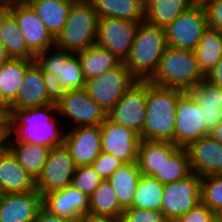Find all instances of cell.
Masks as SVG:
<instances>
[{
    "label": "cell",
    "instance_id": "6da1fadb",
    "mask_svg": "<svg viewBox=\"0 0 222 222\" xmlns=\"http://www.w3.org/2000/svg\"><path fill=\"white\" fill-rule=\"evenodd\" d=\"M9 113V134L6 140L45 145L50 149L64 144L66 133H63V128L60 129L58 126V119H56L58 116L53 114H58L57 104L9 109Z\"/></svg>",
    "mask_w": 222,
    "mask_h": 222
},
{
    "label": "cell",
    "instance_id": "7a4b0ae2",
    "mask_svg": "<svg viewBox=\"0 0 222 222\" xmlns=\"http://www.w3.org/2000/svg\"><path fill=\"white\" fill-rule=\"evenodd\" d=\"M182 93L180 90L154 85L147 80L143 139L174 144L177 100Z\"/></svg>",
    "mask_w": 222,
    "mask_h": 222
},
{
    "label": "cell",
    "instance_id": "3957f363",
    "mask_svg": "<svg viewBox=\"0 0 222 222\" xmlns=\"http://www.w3.org/2000/svg\"><path fill=\"white\" fill-rule=\"evenodd\" d=\"M204 79L193 51L168 46L148 81L157 86L190 92Z\"/></svg>",
    "mask_w": 222,
    "mask_h": 222
},
{
    "label": "cell",
    "instance_id": "277c9868",
    "mask_svg": "<svg viewBox=\"0 0 222 222\" xmlns=\"http://www.w3.org/2000/svg\"><path fill=\"white\" fill-rule=\"evenodd\" d=\"M167 47L165 28L142 21L137 28L130 54L124 63L137 80H149Z\"/></svg>",
    "mask_w": 222,
    "mask_h": 222
},
{
    "label": "cell",
    "instance_id": "5b68a950",
    "mask_svg": "<svg viewBox=\"0 0 222 222\" xmlns=\"http://www.w3.org/2000/svg\"><path fill=\"white\" fill-rule=\"evenodd\" d=\"M98 16L89 0L73 3L62 32L55 39L59 49L77 53L96 43Z\"/></svg>",
    "mask_w": 222,
    "mask_h": 222
},
{
    "label": "cell",
    "instance_id": "8992f818",
    "mask_svg": "<svg viewBox=\"0 0 222 222\" xmlns=\"http://www.w3.org/2000/svg\"><path fill=\"white\" fill-rule=\"evenodd\" d=\"M136 81L122 62L116 68L86 80L84 90L108 114Z\"/></svg>",
    "mask_w": 222,
    "mask_h": 222
},
{
    "label": "cell",
    "instance_id": "52a82bcc",
    "mask_svg": "<svg viewBox=\"0 0 222 222\" xmlns=\"http://www.w3.org/2000/svg\"><path fill=\"white\" fill-rule=\"evenodd\" d=\"M202 177L191 173L186 178L164 184L160 211L167 222H175L201 203Z\"/></svg>",
    "mask_w": 222,
    "mask_h": 222
},
{
    "label": "cell",
    "instance_id": "ba28073f",
    "mask_svg": "<svg viewBox=\"0 0 222 222\" xmlns=\"http://www.w3.org/2000/svg\"><path fill=\"white\" fill-rule=\"evenodd\" d=\"M207 27L204 5L194 3L165 28L167 44L172 48L193 51Z\"/></svg>",
    "mask_w": 222,
    "mask_h": 222
},
{
    "label": "cell",
    "instance_id": "9c48e42d",
    "mask_svg": "<svg viewBox=\"0 0 222 222\" xmlns=\"http://www.w3.org/2000/svg\"><path fill=\"white\" fill-rule=\"evenodd\" d=\"M35 61L42 68L43 73L56 75L65 90L84 89L86 80L77 53L55 46L40 52L36 55Z\"/></svg>",
    "mask_w": 222,
    "mask_h": 222
},
{
    "label": "cell",
    "instance_id": "30bf717a",
    "mask_svg": "<svg viewBox=\"0 0 222 222\" xmlns=\"http://www.w3.org/2000/svg\"><path fill=\"white\" fill-rule=\"evenodd\" d=\"M146 97L147 80H137L107 114V117L114 123L134 131L143 139Z\"/></svg>",
    "mask_w": 222,
    "mask_h": 222
},
{
    "label": "cell",
    "instance_id": "8fae6325",
    "mask_svg": "<svg viewBox=\"0 0 222 222\" xmlns=\"http://www.w3.org/2000/svg\"><path fill=\"white\" fill-rule=\"evenodd\" d=\"M207 135L203 110L190 92H183L177 100L174 144L186 148Z\"/></svg>",
    "mask_w": 222,
    "mask_h": 222
},
{
    "label": "cell",
    "instance_id": "7c38bea8",
    "mask_svg": "<svg viewBox=\"0 0 222 222\" xmlns=\"http://www.w3.org/2000/svg\"><path fill=\"white\" fill-rule=\"evenodd\" d=\"M59 116L71 120V128L101 125L107 114L84 89L66 90L56 103ZM73 126V127H72Z\"/></svg>",
    "mask_w": 222,
    "mask_h": 222
},
{
    "label": "cell",
    "instance_id": "4fadbf2b",
    "mask_svg": "<svg viewBox=\"0 0 222 222\" xmlns=\"http://www.w3.org/2000/svg\"><path fill=\"white\" fill-rule=\"evenodd\" d=\"M76 166L65 145L52 147L40 176L36 179V190L42 195L63 189L72 184Z\"/></svg>",
    "mask_w": 222,
    "mask_h": 222
},
{
    "label": "cell",
    "instance_id": "5bb4252c",
    "mask_svg": "<svg viewBox=\"0 0 222 222\" xmlns=\"http://www.w3.org/2000/svg\"><path fill=\"white\" fill-rule=\"evenodd\" d=\"M139 24L140 22L118 18H98L95 44L125 62L130 54Z\"/></svg>",
    "mask_w": 222,
    "mask_h": 222
},
{
    "label": "cell",
    "instance_id": "9a60e30c",
    "mask_svg": "<svg viewBox=\"0 0 222 222\" xmlns=\"http://www.w3.org/2000/svg\"><path fill=\"white\" fill-rule=\"evenodd\" d=\"M5 7L14 15L28 48L35 55L55 47V38L25 0L7 2Z\"/></svg>",
    "mask_w": 222,
    "mask_h": 222
},
{
    "label": "cell",
    "instance_id": "2e32d148",
    "mask_svg": "<svg viewBox=\"0 0 222 222\" xmlns=\"http://www.w3.org/2000/svg\"><path fill=\"white\" fill-rule=\"evenodd\" d=\"M100 128L102 152L113 154L123 163L137 161L141 137L134 131L114 123L108 117Z\"/></svg>",
    "mask_w": 222,
    "mask_h": 222
},
{
    "label": "cell",
    "instance_id": "e0dca14e",
    "mask_svg": "<svg viewBox=\"0 0 222 222\" xmlns=\"http://www.w3.org/2000/svg\"><path fill=\"white\" fill-rule=\"evenodd\" d=\"M64 145L76 167L91 165L102 152L100 125L75 127L67 130Z\"/></svg>",
    "mask_w": 222,
    "mask_h": 222
},
{
    "label": "cell",
    "instance_id": "ac0fdd59",
    "mask_svg": "<svg viewBox=\"0 0 222 222\" xmlns=\"http://www.w3.org/2000/svg\"><path fill=\"white\" fill-rule=\"evenodd\" d=\"M185 149L193 173L201 177L222 174V144L210 135L194 141Z\"/></svg>",
    "mask_w": 222,
    "mask_h": 222
},
{
    "label": "cell",
    "instance_id": "d6986e66",
    "mask_svg": "<svg viewBox=\"0 0 222 222\" xmlns=\"http://www.w3.org/2000/svg\"><path fill=\"white\" fill-rule=\"evenodd\" d=\"M42 206L50 213L77 221L89 211V197L72 184L42 197Z\"/></svg>",
    "mask_w": 222,
    "mask_h": 222
},
{
    "label": "cell",
    "instance_id": "ffe728a7",
    "mask_svg": "<svg viewBox=\"0 0 222 222\" xmlns=\"http://www.w3.org/2000/svg\"><path fill=\"white\" fill-rule=\"evenodd\" d=\"M42 207V195L34 192L3 194L0 199V222H34Z\"/></svg>",
    "mask_w": 222,
    "mask_h": 222
},
{
    "label": "cell",
    "instance_id": "44dd1931",
    "mask_svg": "<svg viewBox=\"0 0 222 222\" xmlns=\"http://www.w3.org/2000/svg\"><path fill=\"white\" fill-rule=\"evenodd\" d=\"M0 187L3 194L36 191V180L25 171L7 146L0 151Z\"/></svg>",
    "mask_w": 222,
    "mask_h": 222
},
{
    "label": "cell",
    "instance_id": "7402d4cb",
    "mask_svg": "<svg viewBox=\"0 0 222 222\" xmlns=\"http://www.w3.org/2000/svg\"><path fill=\"white\" fill-rule=\"evenodd\" d=\"M53 103L47 94L42 68L34 61L25 72V76L16 100L8 109H24Z\"/></svg>",
    "mask_w": 222,
    "mask_h": 222
},
{
    "label": "cell",
    "instance_id": "603a6c76",
    "mask_svg": "<svg viewBox=\"0 0 222 222\" xmlns=\"http://www.w3.org/2000/svg\"><path fill=\"white\" fill-rule=\"evenodd\" d=\"M0 40L11 59L35 60L36 55L28 48L17 20L6 7L0 11Z\"/></svg>",
    "mask_w": 222,
    "mask_h": 222
},
{
    "label": "cell",
    "instance_id": "cb8c5ba5",
    "mask_svg": "<svg viewBox=\"0 0 222 222\" xmlns=\"http://www.w3.org/2000/svg\"><path fill=\"white\" fill-rule=\"evenodd\" d=\"M178 148L171 142L141 139L137 158L141 174L155 176Z\"/></svg>",
    "mask_w": 222,
    "mask_h": 222
},
{
    "label": "cell",
    "instance_id": "d4e9b609",
    "mask_svg": "<svg viewBox=\"0 0 222 222\" xmlns=\"http://www.w3.org/2000/svg\"><path fill=\"white\" fill-rule=\"evenodd\" d=\"M190 93L203 110L206 129L211 131L222 121V89L204 79Z\"/></svg>",
    "mask_w": 222,
    "mask_h": 222
},
{
    "label": "cell",
    "instance_id": "484cf974",
    "mask_svg": "<svg viewBox=\"0 0 222 222\" xmlns=\"http://www.w3.org/2000/svg\"><path fill=\"white\" fill-rule=\"evenodd\" d=\"M141 175L138 163L134 161L131 163H123L107 179L112 185L118 198V203L123 209L132 206L137 182Z\"/></svg>",
    "mask_w": 222,
    "mask_h": 222
},
{
    "label": "cell",
    "instance_id": "4316f807",
    "mask_svg": "<svg viewBox=\"0 0 222 222\" xmlns=\"http://www.w3.org/2000/svg\"><path fill=\"white\" fill-rule=\"evenodd\" d=\"M98 18L145 21V0H89Z\"/></svg>",
    "mask_w": 222,
    "mask_h": 222
},
{
    "label": "cell",
    "instance_id": "83f0119b",
    "mask_svg": "<svg viewBox=\"0 0 222 222\" xmlns=\"http://www.w3.org/2000/svg\"><path fill=\"white\" fill-rule=\"evenodd\" d=\"M50 34L56 39L62 32L73 3L62 0H25Z\"/></svg>",
    "mask_w": 222,
    "mask_h": 222
},
{
    "label": "cell",
    "instance_id": "f1b7e54d",
    "mask_svg": "<svg viewBox=\"0 0 222 222\" xmlns=\"http://www.w3.org/2000/svg\"><path fill=\"white\" fill-rule=\"evenodd\" d=\"M34 61L10 59L0 67V102L7 107L16 100L26 69Z\"/></svg>",
    "mask_w": 222,
    "mask_h": 222
},
{
    "label": "cell",
    "instance_id": "f546056e",
    "mask_svg": "<svg viewBox=\"0 0 222 222\" xmlns=\"http://www.w3.org/2000/svg\"><path fill=\"white\" fill-rule=\"evenodd\" d=\"M6 146L15 155L25 171L36 180L43 170L50 148L20 140H6Z\"/></svg>",
    "mask_w": 222,
    "mask_h": 222
},
{
    "label": "cell",
    "instance_id": "4dcf8cb0",
    "mask_svg": "<svg viewBox=\"0 0 222 222\" xmlns=\"http://www.w3.org/2000/svg\"><path fill=\"white\" fill-rule=\"evenodd\" d=\"M77 54L85 80L106 73L122 63L110 51L96 44L77 52Z\"/></svg>",
    "mask_w": 222,
    "mask_h": 222
},
{
    "label": "cell",
    "instance_id": "1f68e13d",
    "mask_svg": "<svg viewBox=\"0 0 222 222\" xmlns=\"http://www.w3.org/2000/svg\"><path fill=\"white\" fill-rule=\"evenodd\" d=\"M193 4V0H145V21L166 28Z\"/></svg>",
    "mask_w": 222,
    "mask_h": 222
},
{
    "label": "cell",
    "instance_id": "d6a6232c",
    "mask_svg": "<svg viewBox=\"0 0 222 222\" xmlns=\"http://www.w3.org/2000/svg\"><path fill=\"white\" fill-rule=\"evenodd\" d=\"M193 52L200 71L206 77L222 57V32L208 26Z\"/></svg>",
    "mask_w": 222,
    "mask_h": 222
},
{
    "label": "cell",
    "instance_id": "836d02e7",
    "mask_svg": "<svg viewBox=\"0 0 222 222\" xmlns=\"http://www.w3.org/2000/svg\"><path fill=\"white\" fill-rule=\"evenodd\" d=\"M124 209L118 203V198L108 180H102L100 185L89 197L88 213L121 219Z\"/></svg>",
    "mask_w": 222,
    "mask_h": 222
},
{
    "label": "cell",
    "instance_id": "e575fe53",
    "mask_svg": "<svg viewBox=\"0 0 222 222\" xmlns=\"http://www.w3.org/2000/svg\"><path fill=\"white\" fill-rule=\"evenodd\" d=\"M164 184L154 176L142 174L137 182L135 198L131 207L160 210Z\"/></svg>",
    "mask_w": 222,
    "mask_h": 222
},
{
    "label": "cell",
    "instance_id": "d590c367",
    "mask_svg": "<svg viewBox=\"0 0 222 222\" xmlns=\"http://www.w3.org/2000/svg\"><path fill=\"white\" fill-rule=\"evenodd\" d=\"M192 173L185 148H178L154 176L163 184L186 178Z\"/></svg>",
    "mask_w": 222,
    "mask_h": 222
},
{
    "label": "cell",
    "instance_id": "8d00e7d4",
    "mask_svg": "<svg viewBox=\"0 0 222 222\" xmlns=\"http://www.w3.org/2000/svg\"><path fill=\"white\" fill-rule=\"evenodd\" d=\"M201 202L216 215L222 213V174L202 177Z\"/></svg>",
    "mask_w": 222,
    "mask_h": 222
},
{
    "label": "cell",
    "instance_id": "74e56055",
    "mask_svg": "<svg viewBox=\"0 0 222 222\" xmlns=\"http://www.w3.org/2000/svg\"><path fill=\"white\" fill-rule=\"evenodd\" d=\"M102 180L91 165L78 166L73 175L72 185L90 197Z\"/></svg>",
    "mask_w": 222,
    "mask_h": 222
},
{
    "label": "cell",
    "instance_id": "f35d334b",
    "mask_svg": "<svg viewBox=\"0 0 222 222\" xmlns=\"http://www.w3.org/2000/svg\"><path fill=\"white\" fill-rule=\"evenodd\" d=\"M121 222H167L160 210L129 207L124 209Z\"/></svg>",
    "mask_w": 222,
    "mask_h": 222
},
{
    "label": "cell",
    "instance_id": "ab89813d",
    "mask_svg": "<svg viewBox=\"0 0 222 222\" xmlns=\"http://www.w3.org/2000/svg\"><path fill=\"white\" fill-rule=\"evenodd\" d=\"M123 164L113 154L101 152L99 156L92 162L91 166L100 175L103 180H107L112 173Z\"/></svg>",
    "mask_w": 222,
    "mask_h": 222
},
{
    "label": "cell",
    "instance_id": "60d3db41",
    "mask_svg": "<svg viewBox=\"0 0 222 222\" xmlns=\"http://www.w3.org/2000/svg\"><path fill=\"white\" fill-rule=\"evenodd\" d=\"M216 216L214 212L201 202L175 222H216Z\"/></svg>",
    "mask_w": 222,
    "mask_h": 222
},
{
    "label": "cell",
    "instance_id": "b9f144b4",
    "mask_svg": "<svg viewBox=\"0 0 222 222\" xmlns=\"http://www.w3.org/2000/svg\"><path fill=\"white\" fill-rule=\"evenodd\" d=\"M203 5L207 13L208 26L222 32V0H208Z\"/></svg>",
    "mask_w": 222,
    "mask_h": 222
},
{
    "label": "cell",
    "instance_id": "7bdbcfd3",
    "mask_svg": "<svg viewBox=\"0 0 222 222\" xmlns=\"http://www.w3.org/2000/svg\"><path fill=\"white\" fill-rule=\"evenodd\" d=\"M43 78L45 80L49 99L56 104L63 97L66 90L63 88L61 81L56 75L43 73Z\"/></svg>",
    "mask_w": 222,
    "mask_h": 222
},
{
    "label": "cell",
    "instance_id": "ee69618b",
    "mask_svg": "<svg viewBox=\"0 0 222 222\" xmlns=\"http://www.w3.org/2000/svg\"><path fill=\"white\" fill-rule=\"evenodd\" d=\"M34 222H73V221L52 214L42 206L39 209Z\"/></svg>",
    "mask_w": 222,
    "mask_h": 222
},
{
    "label": "cell",
    "instance_id": "f6af8a7d",
    "mask_svg": "<svg viewBox=\"0 0 222 222\" xmlns=\"http://www.w3.org/2000/svg\"><path fill=\"white\" fill-rule=\"evenodd\" d=\"M205 79L222 89V57Z\"/></svg>",
    "mask_w": 222,
    "mask_h": 222
},
{
    "label": "cell",
    "instance_id": "bcb514c9",
    "mask_svg": "<svg viewBox=\"0 0 222 222\" xmlns=\"http://www.w3.org/2000/svg\"><path fill=\"white\" fill-rule=\"evenodd\" d=\"M79 222H121V219H116L109 216L94 215L91 213L83 214L79 219Z\"/></svg>",
    "mask_w": 222,
    "mask_h": 222
},
{
    "label": "cell",
    "instance_id": "7dc6e473",
    "mask_svg": "<svg viewBox=\"0 0 222 222\" xmlns=\"http://www.w3.org/2000/svg\"><path fill=\"white\" fill-rule=\"evenodd\" d=\"M10 113L8 107L0 102V129H9Z\"/></svg>",
    "mask_w": 222,
    "mask_h": 222
},
{
    "label": "cell",
    "instance_id": "c3c4849f",
    "mask_svg": "<svg viewBox=\"0 0 222 222\" xmlns=\"http://www.w3.org/2000/svg\"><path fill=\"white\" fill-rule=\"evenodd\" d=\"M209 135L222 144V121L209 131Z\"/></svg>",
    "mask_w": 222,
    "mask_h": 222
},
{
    "label": "cell",
    "instance_id": "681fc988",
    "mask_svg": "<svg viewBox=\"0 0 222 222\" xmlns=\"http://www.w3.org/2000/svg\"><path fill=\"white\" fill-rule=\"evenodd\" d=\"M11 58L9 57L6 48L4 46V44L2 43V41L0 40V67L6 63L7 61H9Z\"/></svg>",
    "mask_w": 222,
    "mask_h": 222
},
{
    "label": "cell",
    "instance_id": "f907efd6",
    "mask_svg": "<svg viewBox=\"0 0 222 222\" xmlns=\"http://www.w3.org/2000/svg\"><path fill=\"white\" fill-rule=\"evenodd\" d=\"M9 134V129H0V151L6 146V137Z\"/></svg>",
    "mask_w": 222,
    "mask_h": 222
},
{
    "label": "cell",
    "instance_id": "816d5d0a",
    "mask_svg": "<svg viewBox=\"0 0 222 222\" xmlns=\"http://www.w3.org/2000/svg\"><path fill=\"white\" fill-rule=\"evenodd\" d=\"M208 0H193V3L195 4H205Z\"/></svg>",
    "mask_w": 222,
    "mask_h": 222
},
{
    "label": "cell",
    "instance_id": "f5cc1de1",
    "mask_svg": "<svg viewBox=\"0 0 222 222\" xmlns=\"http://www.w3.org/2000/svg\"><path fill=\"white\" fill-rule=\"evenodd\" d=\"M216 222H222V213L217 214V216H216Z\"/></svg>",
    "mask_w": 222,
    "mask_h": 222
},
{
    "label": "cell",
    "instance_id": "db71d44e",
    "mask_svg": "<svg viewBox=\"0 0 222 222\" xmlns=\"http://www.w3.org/2000/svg\"><path fill=\"white\" fill-rule=\"evenodd\" d=\"M62 1L70 2V3H76V2H79V1H83V0H62Z\"/></svg>",
    "mask_w": 222,
    "mask_h": 222
},
{
    "label": "cell",
    "instance_id": "11a10c76",
    "mask_svg": "<svg viewBox=\"0 0 222 222\" xmlns=\"http://www.w3.org/2000/svg\"><path fill=\"white\" fill-rule=\"evenodd\" d=\"M5 2L0 1V11L5 7Z\"/></svg>",
    "mask_w": 222,
    "mask_h": 222
},
{
    "label": "cell",
    "instance_id": "9f6ffc18",
    "mask_svg": "<svg viewBox=\"0 0 222 222\" xmlns=\"http://www.w3.org/2000/svg\"><path fill=\"white\" fill-rule=\"evenodd\" d=\"M0 1L7 3V2H10V1H20V0H0Z\"/></svg>",
    "mask_w": 222,
    "mask_h": 222
},
{
    "label": "cell",
    "instance_id": "6f0895ef",
    "mask_svg": "<svg viewBox=\"0 0 222 222\" xmlns=\"http://www.w3.org/2000/svg\"><path fill=\"white\" fill-rule=\"evenodd\" d=\"M2 196H3V191H2V189L0 187V199H1Z\"/></svg>",
    "mask_w": 222,
    "mask_h": 222
}]
</instances>
